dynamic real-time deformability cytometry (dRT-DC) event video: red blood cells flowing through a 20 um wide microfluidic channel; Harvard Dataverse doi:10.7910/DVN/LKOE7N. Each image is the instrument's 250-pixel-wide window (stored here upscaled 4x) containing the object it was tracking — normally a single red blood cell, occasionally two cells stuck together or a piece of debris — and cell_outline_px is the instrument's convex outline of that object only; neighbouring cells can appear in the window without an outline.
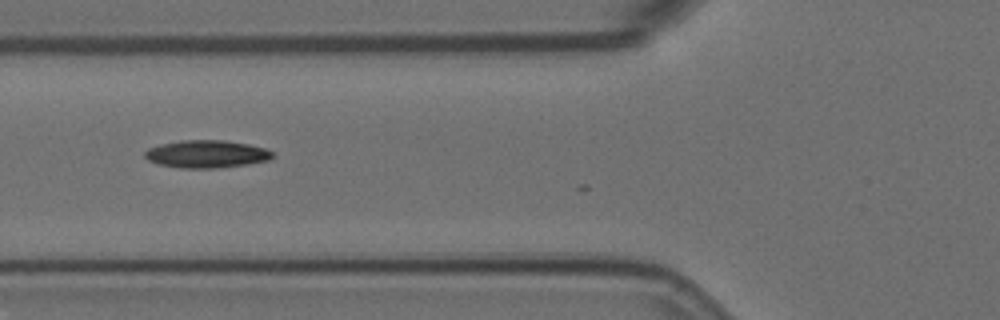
{"species": "Egyptian fruit bat (a non-hibernating species)", "species_latin": "Rousettus aegyptiacus", "temperature_condition": "room temperature", "stored_images_in_passage": 5, "camera_frame_rate_fps": 3000, "um_per_image_px": 0.085, "animal": {"sex": "female"}, "frame": {"image": 1, "passage_image": 4, "time_ms": 1.0, "image_size_px": [1000, 320], "cell_outline_px": [[272, 156], [268, 160], [244, 164], [216, 168], [180, 168], [156, 164], [148, 160], [144, 156], [144, 152], [148, 148], [160, 144], [180, 140], [224, 140], [248, 144], [264, 148], [272, 152]], "centroid_in_image_um": [17.48, 13.09], "position_along_channel_um": 108.3, "area_um2": 20.46}}